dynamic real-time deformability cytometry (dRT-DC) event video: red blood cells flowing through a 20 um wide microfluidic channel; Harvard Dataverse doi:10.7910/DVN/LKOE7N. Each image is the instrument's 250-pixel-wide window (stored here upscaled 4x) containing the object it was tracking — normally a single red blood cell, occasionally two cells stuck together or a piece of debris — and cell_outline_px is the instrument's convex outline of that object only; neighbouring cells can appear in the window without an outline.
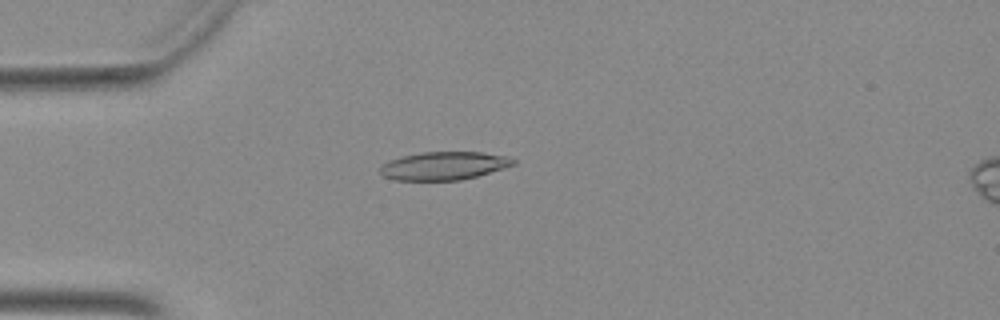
{"species": "Egyptian fruit bat (a non-hibernating species)", "species_latin": "Rousettus aegyptiacus", "temperature_condition": "warm", "stored_images_in_passage": 29, "camera_frame_rate_fps": 3000, "um_per_image_px": 0.085, "animal": {"sex": "female"}, "frame": {"image": 1, "passage_image": 14, "time_ms": 4.333, "image_size_px": [1000, 320], "cell_outline_px": [[516, 164], [504, 168], [476, 176], [460, 180], [396, 180], [384, 176], [380, 172], [380, 168], [388, 160], [400, 156], [420, 152], [480, 152], [508, 156], [516, 160]], "centroid_in_image_um": [37.74, 14.08], "position_along_channel_um": 47.3, "area_um2": 21.85}}
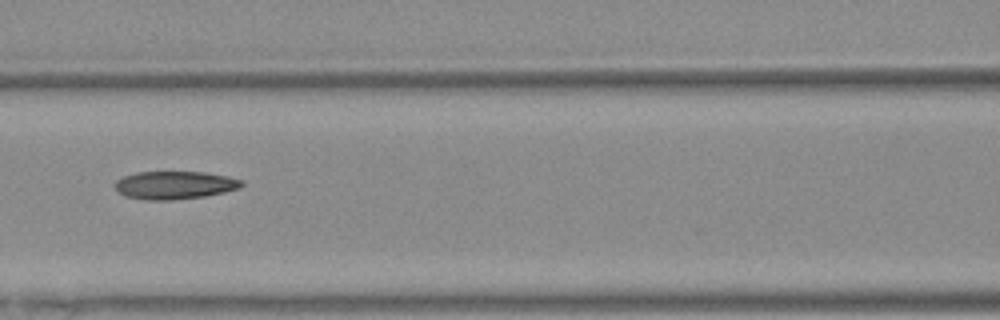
{"frame": {"image": 2, "passage_image": 23, "time_ms": 7.333, "image_size_px": [1000, 320], "cell_outline_px": [[244, 184], [240, 188], [224, 192], [204, 196], [172, 200], [148, 200], [124, 196], [112, 184], [116, 180], [124, 176], [136, 172], [204, 172], [228, 176], [244, 180]], "centroid_in_image_um": [14.85, 15.73], "position_along_channel_um": 151.7, "area_um2": 20.75}}
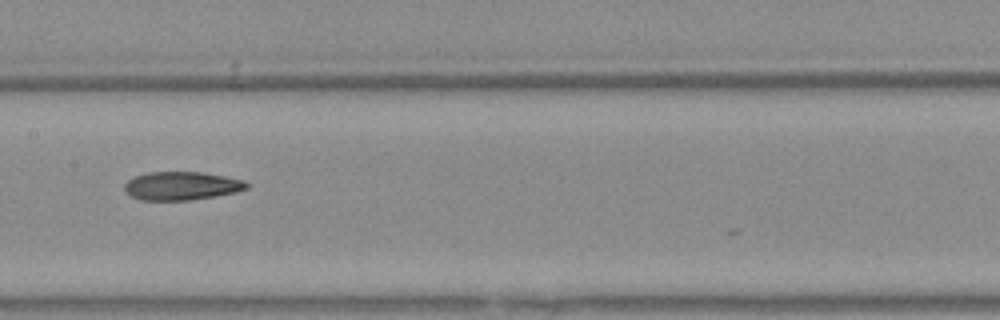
{"frame": {"image": 3, "passage_image": 26, "time_ms": 8.333, "image_size_px": [1000, 320], "cell_outline_px": [[248, 188], [236, 192], [188, 200], [140, 200], [132, 196], [124, 188], [124, 184], [128, 180], [136, 176], [148, 172], [204, 172], [244, 180], [248, 184]], "centroid_in_image_um": [15.44, 15.79], "position_along_channel_um": 192.0, "area_um2": 20.0}}